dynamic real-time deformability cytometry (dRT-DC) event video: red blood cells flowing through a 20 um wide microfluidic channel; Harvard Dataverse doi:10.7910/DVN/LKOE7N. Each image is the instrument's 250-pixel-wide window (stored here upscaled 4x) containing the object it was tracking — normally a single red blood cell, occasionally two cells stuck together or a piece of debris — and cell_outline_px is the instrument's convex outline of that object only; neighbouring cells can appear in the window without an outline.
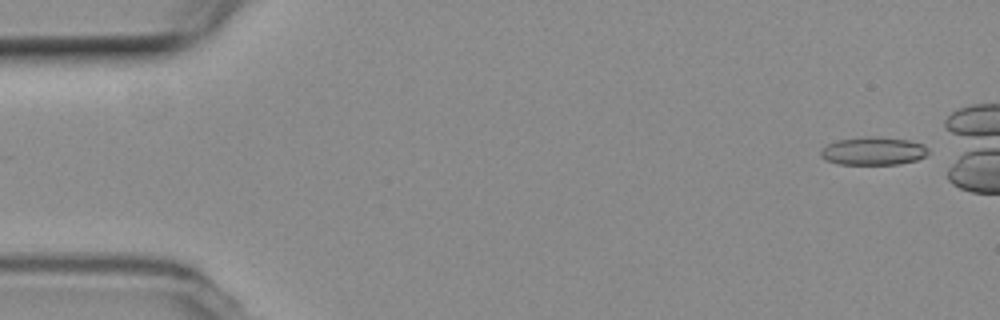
{"species": "common noctule bat (a hibernating species)", "species_latin": "Nyctalus noctula", "temperature_condition": "room temperature", "stored_images_in_passage": 45, "camera_frame_rate_fps": 3000, "um_per_image_px": 0.085, "animal": {"sex": "female", "body_mass_g": 19.3, "forearm_length_mm": 54.1}, "frame": {"image": 1, "passage_image": 3, "time_ms": 0.667, "image_size_px": [1000, 320], "cell_outline_px": [[928, 152], [924, 156], [916, 160], [900, 164], [840, 164], [828, 160], [820, 156], [820, 152], [828, 144], [836, 140], [864, 136], [880, 136], [908, 140], [924, 144], [928, 148]], "centroid_in_image_um": [74.25, 12.82], "position_along_channel_um": 10.8, "area_um2": 17.63}}
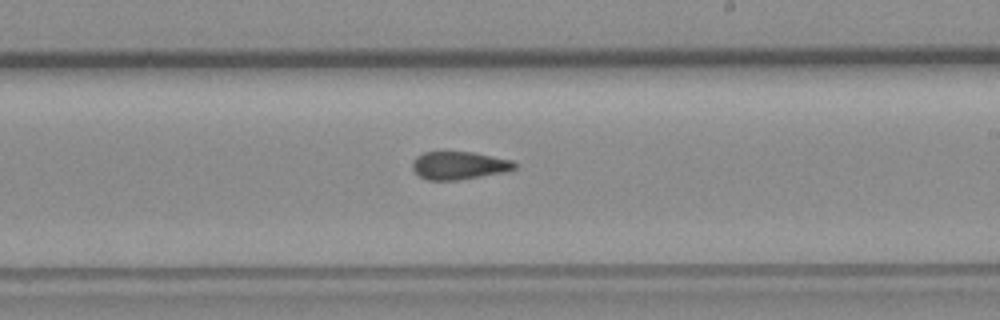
{"frame": {"image": 2, "passage_image": 32, "time_ms": 10.333, "image_size_px": [1000, 320], "cell_outline_px": [[516, 168], [504, 172], [460, 180], [428, 180], [420, 176], [412, 168], [412, 160], [416, 156], [424, 152], [472, 152], [512, 160], [516, 164]], "centroid_in_image_um": [39.0, 14.06], "position_along_channel_um": 250.0, "area_um2": 16.59}}
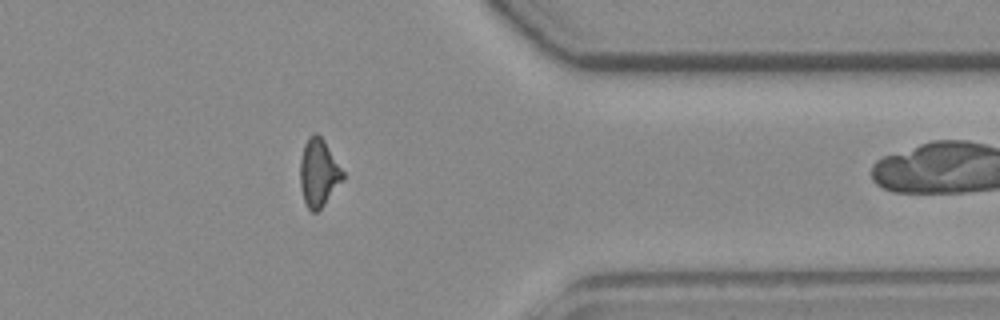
{"frame": {"image": 3, "passage_image": 44, "time_ms": 14.333, "image_size_px": [1000, 320], "cell_outline_px": [[344, 180], [324, 204], [316, 212], [312, 212], [308, 208], [304, 200], [300, 188], [300, 160], [304, 144], [308, 136], [316, 132], [324, 140], [344, 172]], "centroid_in_image_um": [27.08, 14.68], "position_along_channel_um": 384.3, "area_um2": 16.88}}